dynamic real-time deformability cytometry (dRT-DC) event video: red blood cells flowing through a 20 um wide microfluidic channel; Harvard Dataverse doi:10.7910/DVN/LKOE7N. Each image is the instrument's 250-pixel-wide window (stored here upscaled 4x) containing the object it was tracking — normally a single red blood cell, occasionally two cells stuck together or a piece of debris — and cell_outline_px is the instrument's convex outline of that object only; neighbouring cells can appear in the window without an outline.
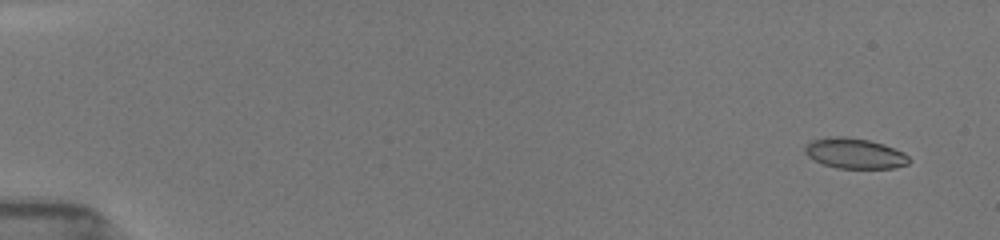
{"species": "common noctule bat (a hibernating species)", "species_latin": "Nyctalus noctula", "temperature_condition": "room temperature", "stored_images_in_passage": 31, "camera_frame_rate_fps": 3000, "um_per_image_px": 0.085, "animal": {"sex": "female", "body_mass_g": 19.5, "forearm_length_mm": 54.1}, "frame": {"image": 1, "passage_image": 6, "time_ms": 1.0, "image_size_px": [1000, 240], "cell_outline_px": [[908, 164], [896, 168], [836, 168], [824, 164], [808, 156], [804, 152], [804, 144], [812, 140], [836, 136], [844, 136], [868, 140], [884, 144], [904, 152], [908, 156]], "centroid_in_image_um": [72.64, 13.03], "position_along_channel_um": 12.4, "area_um2": 18.38}}
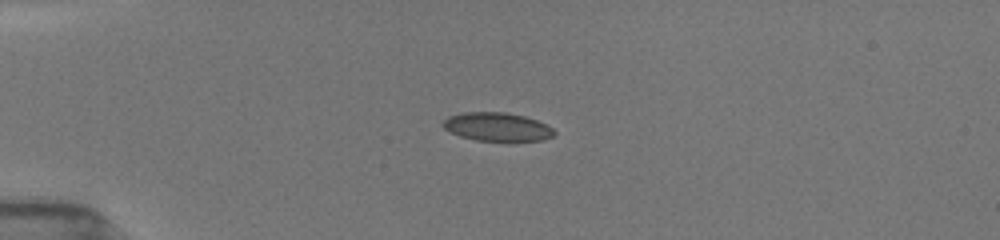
{"frame": {"image": 2, "passage_image": 27, "time_ms": 4.667, "image_size_px": [1000, 240], "cell_outline_px": [[556, 132], [552, 136], [544, 140], [508, 144], [476, 140], [460, 136], [444, 128], [440, 124], [448, 116], [464, 112], [508, 112], [524, 116], [548, 124]], "centroid_in_image_um": [42.31, 10.82], "position_along_channel_um": 42.7, "area_um2": 19.36}}